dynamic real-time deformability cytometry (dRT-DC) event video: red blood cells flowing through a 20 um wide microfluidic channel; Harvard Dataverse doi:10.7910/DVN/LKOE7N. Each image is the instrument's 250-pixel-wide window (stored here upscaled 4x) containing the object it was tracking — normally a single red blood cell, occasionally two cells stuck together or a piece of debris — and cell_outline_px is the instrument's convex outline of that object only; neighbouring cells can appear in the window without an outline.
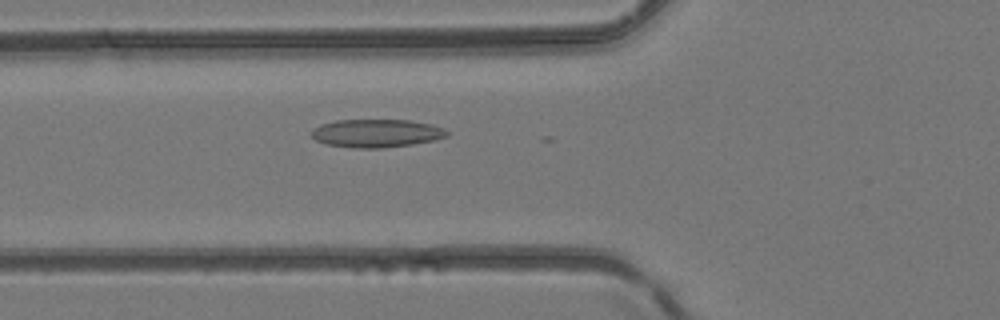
{"species": "common noctule bat (a hibernating species)", "species_latin": "Nyctalus noctula", "temperature_condition": "room temperature", "stored_images_in_passage": 46, "camera_frame_rate_fps": 3000, "um_per_image_px": 0.085, "animal": {"sex": "female", "body_mass_g": 24.6, "forearm_length_mm": 56.2}, "frame": {"image": 1, "passage_image": 16, "time_ms": 5.0, "image_size_px": [1000, 320], "cell_outline_px": [[448, 136], [436, 140], [412, 144], [384, 148], [352, 148], [324, 144], [316, 140], [308, 132], [312, 128], [320, 124], [336, 120], [408, 120], [432, 124], [444, 128], [448, 132]], "centroid_in_image_um": [31.96, 11.33], "position_along_channel_um": 93.8, "area_um2": 22.54}}
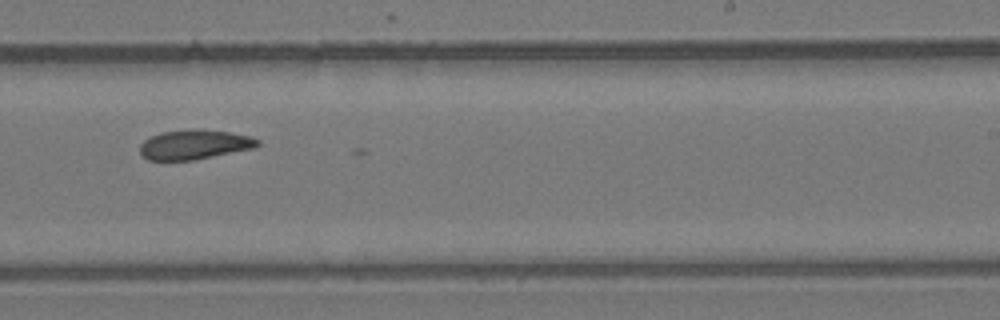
{"frame": {"image": 2, "passage_image": 28, "time_ms": 9.0, "image_size_px": [1000, 320], "cell_outline_px": [[260, 144], [256, 148], [192, 160], [148, 160], [140, 156], [140, 144], [144, 140], [160, 132], [192, 128], [200, 128], [228, 132], [252, 136], [260, 140]], "centroid_in_image_um": [16.53, 12.27], "position_along_channel_um": 272.5, "area_um2": 20.63}}
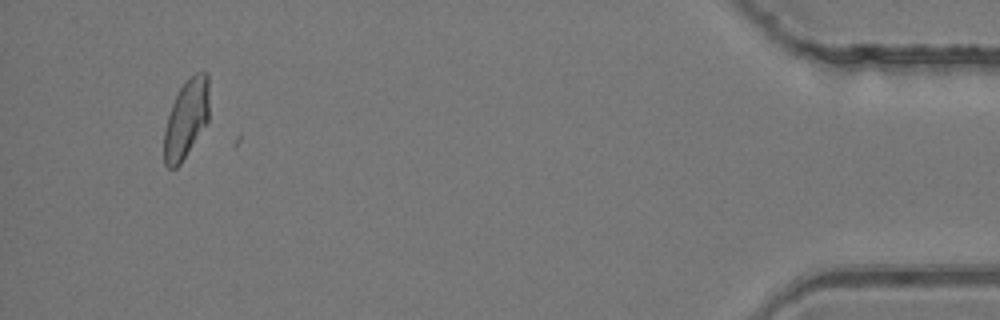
{"frame": {"image": 3, "passage_image": 43, "time_ms": 14.0, "image_size_px": [1000, 320], "cell_outline_px": [[208, 120], [180, 164], [176, 168], [168, 168], [164, 164], [164, 132], [168, 116], [172, 104], [180, 88], [196, 72], [208, 72]], "centroid_in_image_um": [15.82, 10.12], "position_along_channel_um": 419.4, "area_um2": 20.23}}